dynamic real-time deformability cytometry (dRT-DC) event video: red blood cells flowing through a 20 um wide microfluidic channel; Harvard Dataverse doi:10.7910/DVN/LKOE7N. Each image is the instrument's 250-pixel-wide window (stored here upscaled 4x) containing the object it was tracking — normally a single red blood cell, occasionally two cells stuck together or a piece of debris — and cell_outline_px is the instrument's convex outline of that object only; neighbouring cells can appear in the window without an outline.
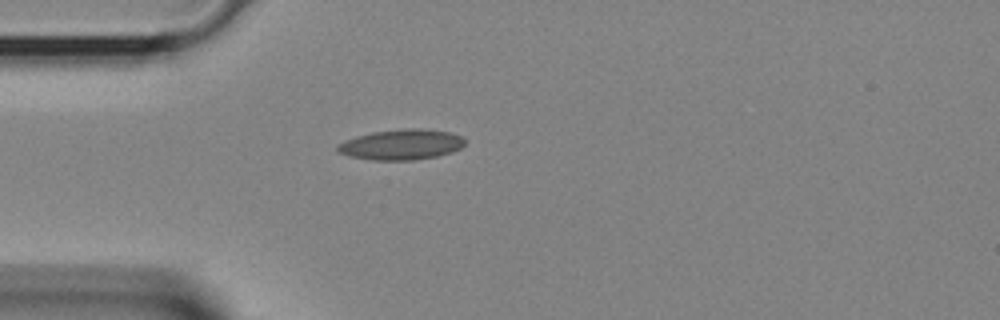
{"species": "Egyptian fruit bat (a non-hibernating species)", "species_latin": "Rousettus aegyptiacus", "temperature_condition": "room temperature", "stored_images_in_passage": 28, "camera_frame_rate_fps": 3000, "um_per_image_px": 0.085, "animal": {"sex": "female"}, "frame": {"image": 1, "passage_image": 1, "time_ms": 0.0, "image_size_px": [1000, 320], "cell_outline_px": [[464, 144], [460, 148], [452, 152], [436, 156], [412, 160], [372, 160], [352, 156], [336, 152], [336, 144], [344, 140], [356, 136], [372, 132], [412, 128], [420, 128], [448, 132], [464, 136]], "centroid_in_image_um": [34.09, 12.28], "position_along_channel_um": 50.9, "area_um2": 22.54}}
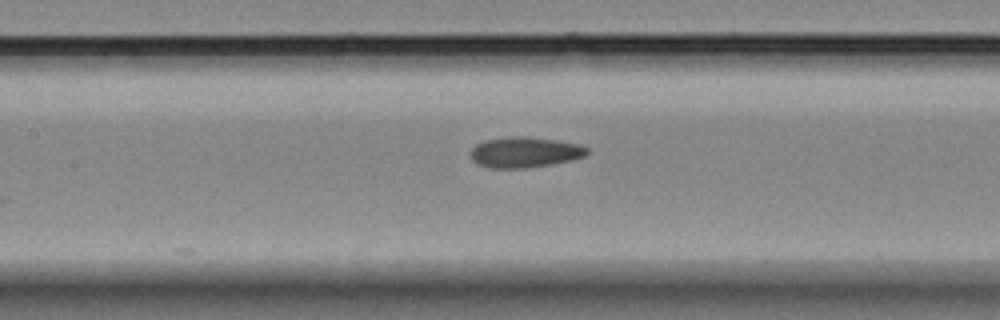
{"frame": {"image": 2, "passage_image": 8, "time_ms": 2.333, "image_size_px": [1000, 320], "cell_outline_px": [[588, 152], [584, 156], [572, 160], [552, 164], [524, 168], [488, 168], [476, 164], [472, 160], [472, 148], [476, 144], [484, 140], [512, 136], [528, 136], [556, 140], [580, 144], [588, 148]], "centroid_in_image_um": [44.6, 12.94], "position_along_channel_um": 162.8, "area_um2": 20.87}}
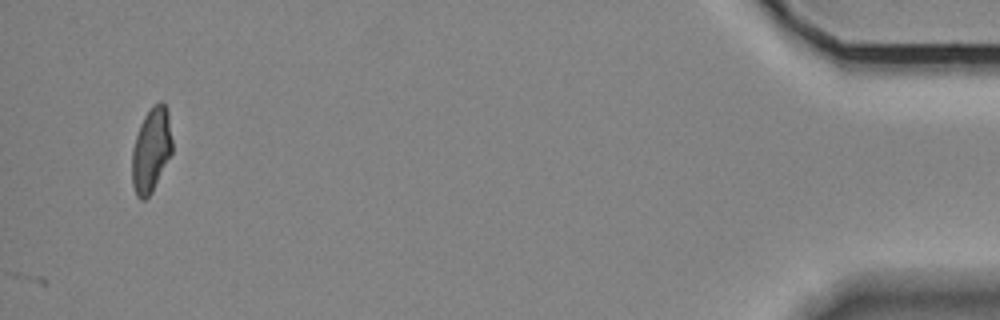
{"frame": {"image": 3, "passage_image": 28, "time_ms": 9.0, "image_size_px": [1000, 320], "cell_outline_px": [[172, 152], [152, 192], [144, 200], [140, 200], [136, 196], [132, 184], [132, 148], [140, 124], [144, 116], [152, 104], [160, 100], [164, 104], [168, 112], [172, 140]], "centroid_in_image_um": [12.84, 12.74], "position_along_channel_um": 422.4, "area_um2": 19.88}}